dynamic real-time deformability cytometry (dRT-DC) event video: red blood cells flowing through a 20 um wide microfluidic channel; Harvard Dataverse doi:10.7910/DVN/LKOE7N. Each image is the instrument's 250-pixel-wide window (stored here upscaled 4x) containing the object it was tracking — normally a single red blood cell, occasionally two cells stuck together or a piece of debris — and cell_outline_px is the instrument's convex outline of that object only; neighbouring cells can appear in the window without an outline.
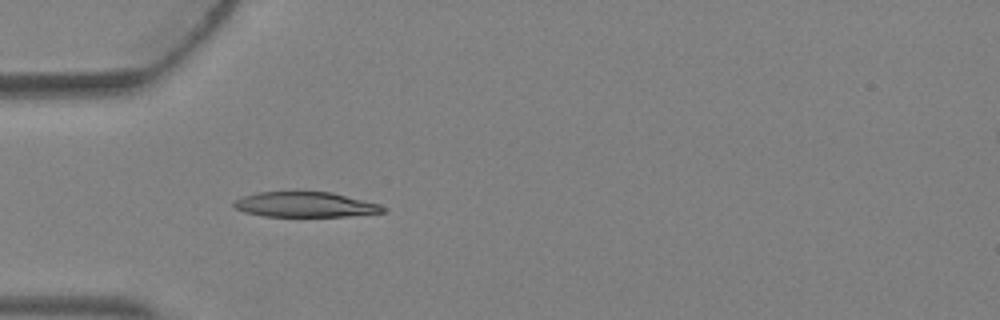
{"species": "Egyptian fruit bat (a non-hibernating species)", "species_latin": "Rousettus aegyptiacus", "temperature_condition": "warm", "stored_images_in_passage": 3, "camera_frame_rate_fps": 3000, "um_per_image_px": 0.085, "animal": {"sex": "female"}, "frame": {"image": 1, "passage_image": 3, "time_ms": 0.667, "image_size_px": [1000, 320], "cell_outline_px": [[388, 208], [384, 212], [344, 216], [264, 216], [244, 212], [236, 208], [232, 204], [232, 200], [256, 192], [332, 192], [380, 204]], "centroid_in_image_um": [25.93, 17.38], "position_along_channel_um": 59.1, "area_um2": 21.79}}